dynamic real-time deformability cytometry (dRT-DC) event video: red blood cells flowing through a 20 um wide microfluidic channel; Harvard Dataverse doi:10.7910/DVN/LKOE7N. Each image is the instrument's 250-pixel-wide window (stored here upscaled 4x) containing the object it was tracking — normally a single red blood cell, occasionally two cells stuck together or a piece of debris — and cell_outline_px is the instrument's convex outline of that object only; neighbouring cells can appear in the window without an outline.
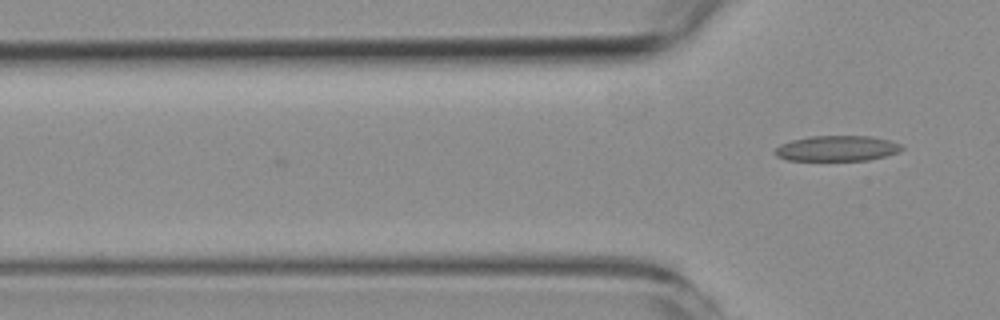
{"species": "common noctule bat (a hibernating species)", "species_latin": "Nyctalus noctula", "temperature_condition": "room temperature", "stored_images_in_passage": 4, "camera_frame_rate_fps": 3000, "um_per_image_px": 0.085, "animal": {"sex": "female", "body_mass_g": 19.3, "forearm_length_mm": 54.1}, "frame": {"image": 1, "passage_image": 4, "time_ms": 3.667, "image_size_px": [1000, 320], "cell_outline_px": [[904, 148], [900, 152], [868, 160], [788, 160], [776, 156], [772, 152], [780, 144], [792, 140], [812, 136], [868, 136], [888, 140], [900, 144]], "centroid_in_image_um": [71.12, 12.61], "position_along_channel_um": 54.7, "area_um2": 18.73}}